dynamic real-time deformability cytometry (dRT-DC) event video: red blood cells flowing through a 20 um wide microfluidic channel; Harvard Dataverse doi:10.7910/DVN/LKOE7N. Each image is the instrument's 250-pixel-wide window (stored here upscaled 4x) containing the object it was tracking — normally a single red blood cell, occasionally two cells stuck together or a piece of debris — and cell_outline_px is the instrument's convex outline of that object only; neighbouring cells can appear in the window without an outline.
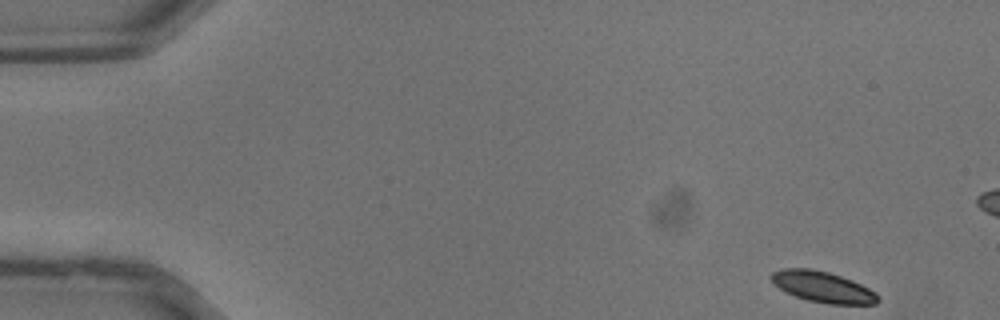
{"species": "common noctule bat (a hibernating species)", "species_latin": "Nyctalus noctula", "temperature_condition": "warm", "stored_images_in_passage": 10, "camera_frame_rate_fps": 3000, "um_per_image_px": 0.085, "animal": {"sex": "male", "body_mass_g": 13.3}, "frame": {"image": 1, "passage_image": 1, "time_ms": 0.0, "image_size_px": [1000, 320], "cell_outline_px": [[880, 300], [876, 304], [828, 304], [808, 300], [796, 296], [780, 288], [768, 276], [772, 272], [784, 268], [812, 268], [828, 272], [852, 280], [876, 292], [880, 296]], "centroid_in_image_um": [69.96, 24.38], "position_along_channel_um": 15.0, "area_um2": 19.13}}